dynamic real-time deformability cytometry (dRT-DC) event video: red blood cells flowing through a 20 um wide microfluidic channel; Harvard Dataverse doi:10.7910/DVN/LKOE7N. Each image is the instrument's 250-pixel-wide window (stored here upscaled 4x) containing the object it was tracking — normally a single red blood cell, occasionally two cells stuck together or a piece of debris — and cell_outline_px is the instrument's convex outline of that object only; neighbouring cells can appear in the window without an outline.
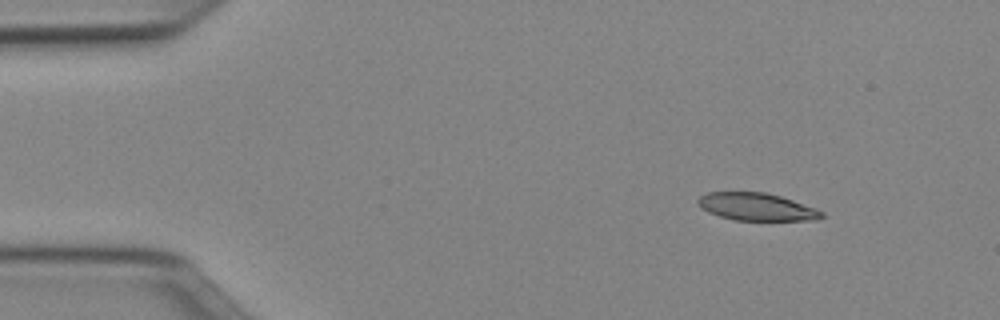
{"species": "Egyptian fruit bat (a non-hibernating species)", "species_latin": "Rousettus aegyptiacus", "temperature_condition": "cold", "stored_images_in_passage": 46, "camera_frame_rate_fps": 3000, "um_per_image_px": 0.085, "animal": {"sex": "female"}, "frame": {"image": 1, "passage_image": 1, "time_ms": 0.0, "image_size_px": [1000, 320], "cell_outline_px": [[824, 216], [816, 220], [732, 220], [708, 212], [700, 208], [696, 204], [696, 200], [700, 196], [708, 192], [764, 192], [780, 196], [816, 208], [824, 212]], "centroid_in_image_um": [64.28, 17.58], "position_along_channel_um": 20.7, "area_um2": 19.94}}
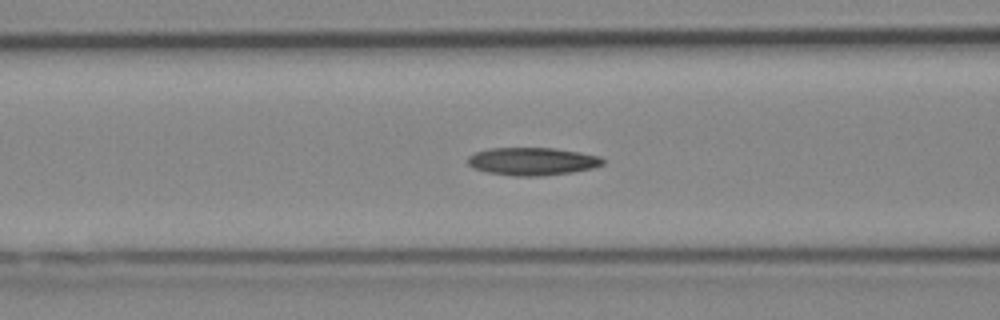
{"frame": {"image": 2, "passage_image": 15, "time_ms": 4.667, "image_size_px": [1000, 320], "cell_outline_px": [[604, 164], [592, 168], [572, 172], [540, 176], [512, 176], [488, 172], [472, 168], [468, 164], [468, 156], [472, 152], [488, 148], [556, 148], [580, 152], [600, 156], [604, 160]], "centroid_in_image_um": [45.22, 13.71], "position_along_channel_um": 121.4, "area_um2": 22.08}}
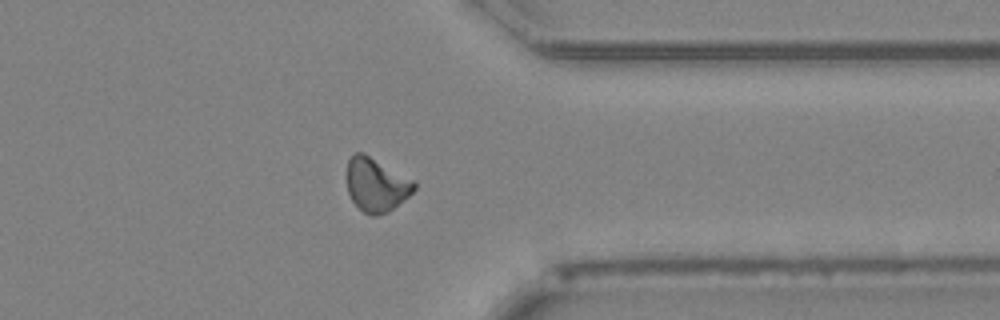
{"frame": {"image": 3, "passage_image": 35, "time_ms": 11.333, "image_size_px": [1000, 320], "cell_outline_px": [[416, 188], [408, 196], [388, 212], [376, 216], [372, 216], [364, 212], [352, 200], [348, 192], [344, 176], [348, 160], [356, 152], [364, 152], [416, 180]], "centroid_in_image_um": [31.96, 15.67], "position_along_channel_um": 379.4, "area_um2": 21.56}, "authors_computed_cell_mechanics": {"area_um2": 20.9814, "velocity_mm_per_s": 3.9643, "shape_relaxation_time_tau1_ms": 8.0265, "shape_relaxation_time_tau2_ms": 8.0691, "deformation_change_tau1": 0.1955, "deformation_change_tau2": 0.1794}}